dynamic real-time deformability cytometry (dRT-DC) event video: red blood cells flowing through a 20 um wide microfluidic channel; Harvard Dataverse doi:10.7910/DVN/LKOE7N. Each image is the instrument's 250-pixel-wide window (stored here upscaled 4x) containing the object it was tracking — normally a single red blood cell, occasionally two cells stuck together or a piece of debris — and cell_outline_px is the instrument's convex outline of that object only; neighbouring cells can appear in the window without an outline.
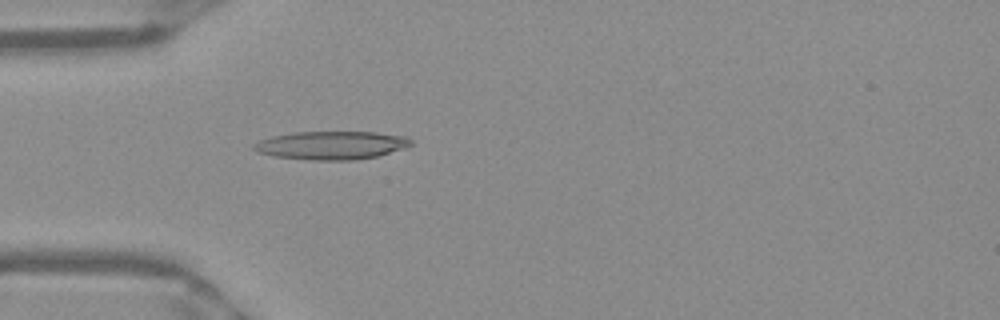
{"species": "Egyptian fruit bat (a non-hibernating species)", "species_latin": "Rousettus aegyptiacus", "temperature_condition": "warm", "stored_images_in_passage": 40, "camera_frame_rate_fps": 3000, "um_per_image_px": 0.085, "frame": {"image": 1, "passage_image": 4, "time_ms": 1.0, "image_size_px": [1000, 320], "cell_outline_px": [[412, 144], [404, 148], [376, 156], [352, 160], [312, 160], [276, 156], [260, 152], [252, 148], [252, 144], [260, 140], [272, 136], [296, 132], [376, 132], [404, 136], [412, 140]], "centroid_in_image_um": [28.17, 12.34], "position_along_channel_um": 56.8, "area_um2": 25.61}}
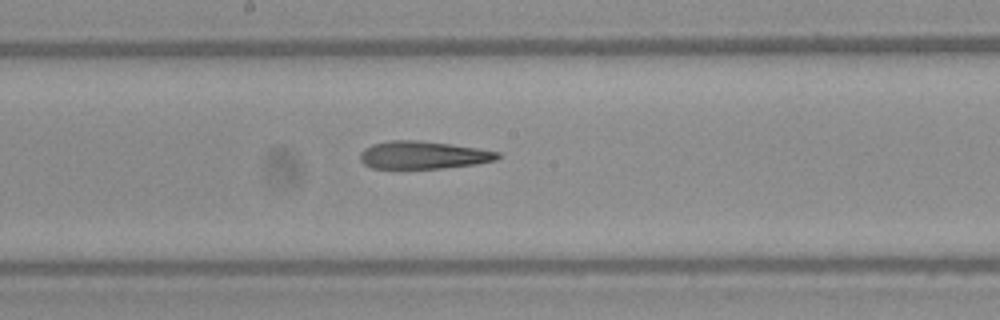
{"frame": {"image": 2, "passage_image": 16, "time_ms": 5.0, "image_size_px": [1000, 320], "cell_outline_px": [[500, 156], [496, 160], [476, 164], [444, 168], [372, 168], [364, 164], [360, 160], [360, 152], [364, 148], [372, 144], [388, 140], [416, 140], [448, 144], [476, 148], [500, 152]], "centroid_in_image_um": [35.94, 13.18], "position_along_channel_um": 212.3, "area_um2": 22.14}}
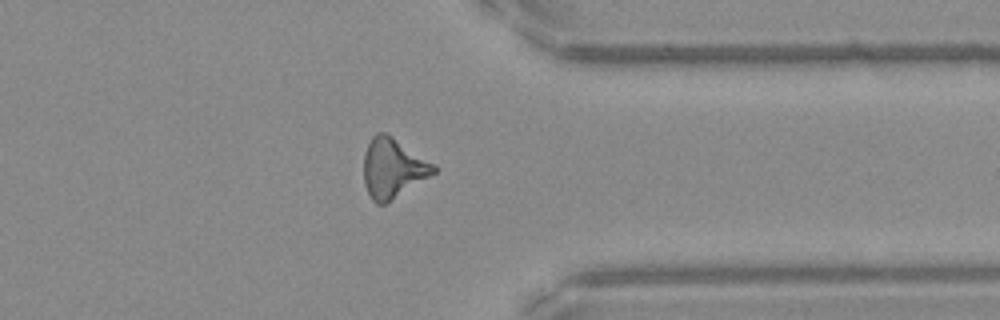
{"frame": {"image": 3, "passage_image": 29, "time_ms": 9.333, "image_size_px": [1000, 320], "cell_outline_px": [[436, 172], [384, 204], [376, 204], [372, 200], [364, 184], [364, 152], [372, 136], [376, 132], [384, 132], [392, 136], [436, 164]], "centroid_in_image_um": [33.38, 14.27], "position_along_channel_um": 378.0, "area_um2": 24.1}, "authors_computed_cell_mechanics": {"area_um2": 22.831, "velocity_mm_per_s": 3.9801, "shape_relaxation_time_tau1_ms": null, "shape_relaxation_time_tau2_ms": 3.8769, "deformation_change_tau1": null, "deformation_change_tau2": 0.1925}}